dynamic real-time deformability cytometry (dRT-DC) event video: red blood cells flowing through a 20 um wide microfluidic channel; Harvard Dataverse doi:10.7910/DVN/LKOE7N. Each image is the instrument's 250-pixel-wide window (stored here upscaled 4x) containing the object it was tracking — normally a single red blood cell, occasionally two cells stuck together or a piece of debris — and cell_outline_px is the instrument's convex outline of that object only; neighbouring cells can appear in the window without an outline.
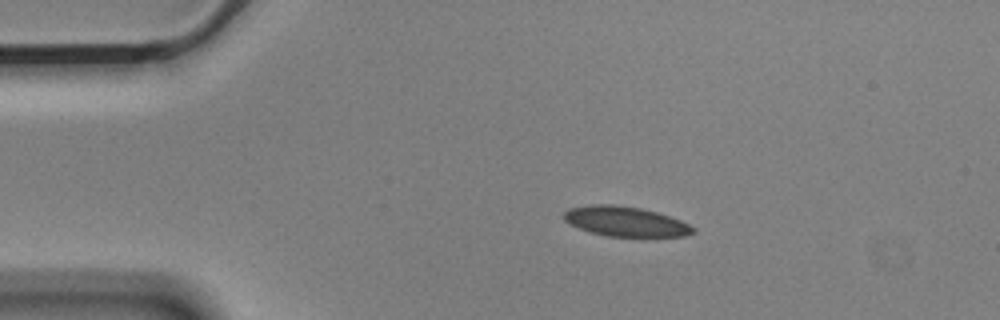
{"species": "Egyptian fruit bat (a non-hibernating species)", "species_latin": "Rousettus aegyptiacus", "temperature_condition": "cold", "stored_images_in_passage": 47, "camera_frame_rate_fps": 3000, "um_per_image_px": 0.085, "animal": {"sex": "male"}, "frame": {"image": 1, "passage_image": 1, "time_ms": 0.0, "image_size_px": [1000, 320], "cell_outline_px": [[696, 232], [684, 236], [608, 236], [588, 232], [564, 220], [564, 212], [568, 208], [592, 204], [612, 204], [640, 208], [656, 212], [680, 220], [696, 228]], "centroid_in_image_um": [53.16, 18.82], "position_along_channel_um": 31.8, "area_um2": 22.31}}
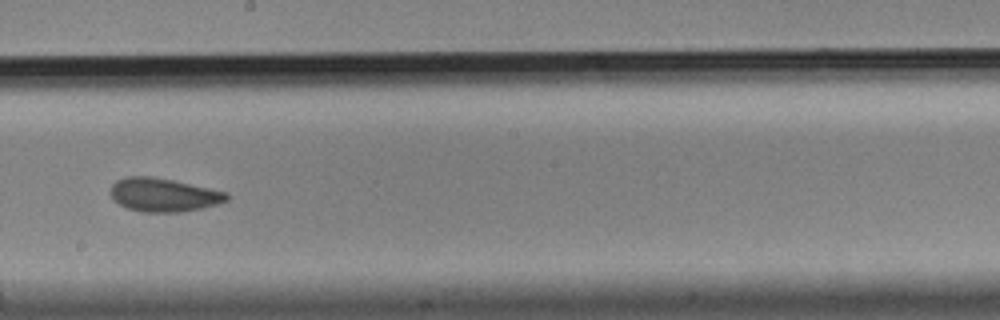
{"frame": {"image": 2, "passage_image": 22, "time_ms": 7.0, "image_size_px": [1000, 320], "cell_outline_px": [[228, 200], [216, 204], [200, 208], [180, 212], [144, 212], [128, 208], [112, 200], [112, 184], [116, 180], [128, 176], [148, 176], [172, 180], [228, 192]], "centroid_in_image_um": [13.89, 16.56], "position_along_channel_um": 234.3, "area_um2": 22.43}}
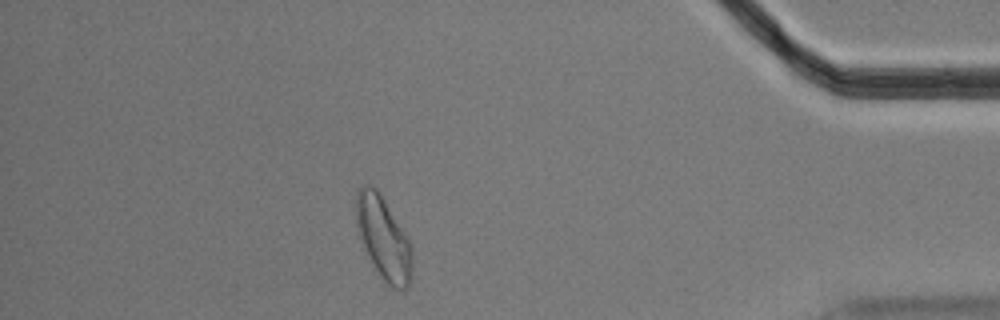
{"frame": {"image": 3, "passage_image": 40, "time_ms": 13.0, "image_size_px": [1000, 320], "cell_outline_px": [[412, 280], [408, 288], [404, 292], [384, 288], [356, 232], [356, 192], [364, 184], [372, 184], [380, 192], [408, 236], [412, 244]], "centroid_in_image_um": [32.61, 20.34], "position_along_channel_um": 402.6, "area_um2": 28.5}, "authors_computed_cell_mechanics": {"area_um2": 23.409, "velocity_mm_per_s": 3.5271, "shape_relaxation_time_tau1_ms": 8.0375, "shape_relaxation_time_tau2_ms": 2.9702, "deformation_change_tau1": 0.12, "deformation_change_tau2": 0.0706}}